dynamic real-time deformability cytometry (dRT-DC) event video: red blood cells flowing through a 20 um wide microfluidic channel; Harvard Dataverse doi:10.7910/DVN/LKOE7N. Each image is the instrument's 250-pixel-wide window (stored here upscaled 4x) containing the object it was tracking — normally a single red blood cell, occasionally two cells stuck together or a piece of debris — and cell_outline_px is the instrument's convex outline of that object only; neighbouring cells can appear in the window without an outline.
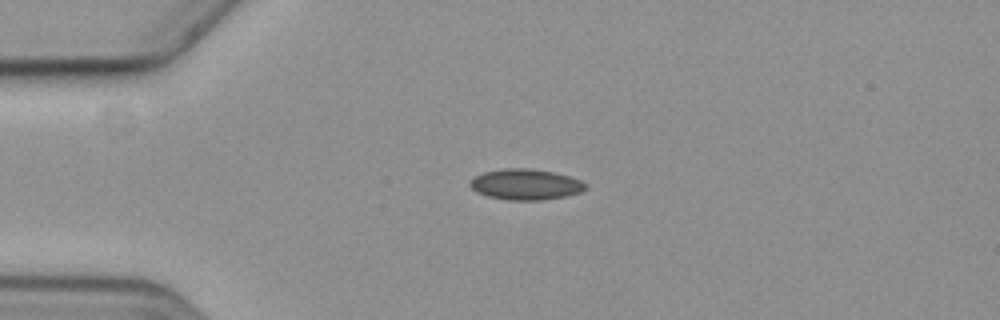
{"species": "common noctule bat (a hibernating species)", "species_latin": "Nyctalus noctula", "temperature_condition": "cold", "stored_images_in_passage": 4, "camera_frame_rate_fps": 3000, "um_per_image_px": 0.085, "animal": {"sex": "female", "body_mass_g": 19.3, "forearm_length_mm": 54.1}, "frame": {"image": 1, "passage_image": 2, "time_ms": 1.0, "image_size_px": [1000, 320], "cell_outline_px": [[588, 188], [580, 192], [564, 196], [540, 200], [508, 200], [488, 196], [476, 192], [468, 184], [476, 176], [484, 172], [504, 168], [532, 168], [556, 172], [580, 180], [588, 184]], "centroid_in_image_um": [44.7, 15.66], "position_along_channel_um": 40.3, "area_um2": 20.75}}
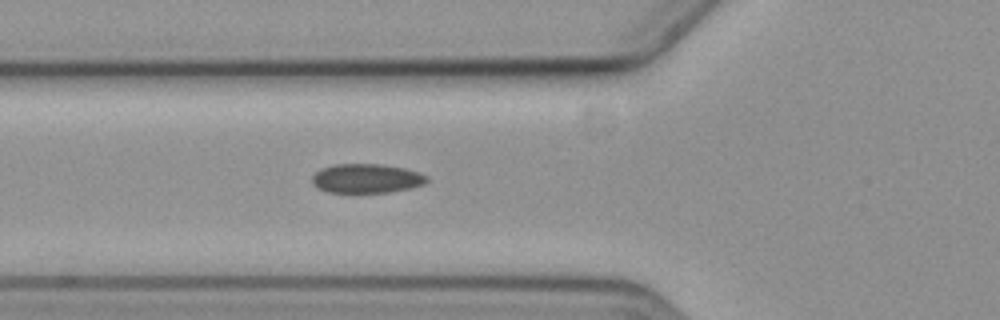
{"frame": {"image": 2, "passage_image": 4, "time_ms": 3.333, "image_size_px": [1000, 320], "cell_outline_px": [[428, 180], [424, 184], [412, 188], [388, 192], [328, 192], [316, 188], [312, 184], [312, 176], [320, 168], [332, 164], [384, 164], [404, 168], [420, 172], [428, 176]], "centroid_in_image_um": [31.15, 15.16], "position_along_channel_um": 94.7, "area_um2": 19.77}}